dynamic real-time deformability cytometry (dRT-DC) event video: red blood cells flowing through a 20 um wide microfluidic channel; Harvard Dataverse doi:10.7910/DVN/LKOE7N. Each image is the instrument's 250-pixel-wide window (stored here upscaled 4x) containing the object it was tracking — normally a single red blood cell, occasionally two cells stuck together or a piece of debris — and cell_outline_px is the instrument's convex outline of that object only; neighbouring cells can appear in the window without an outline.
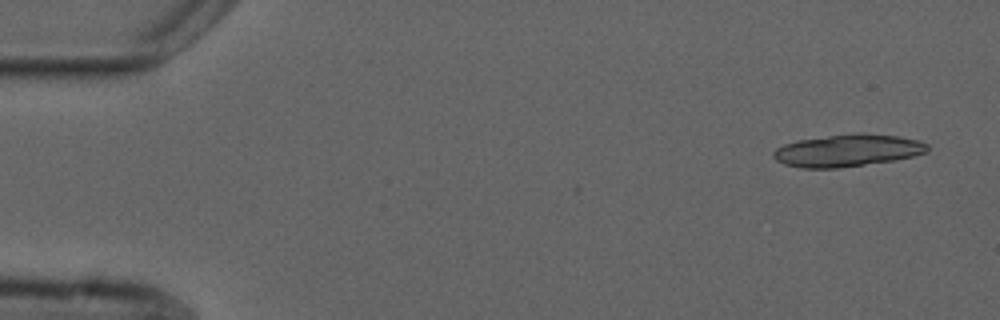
{"species": "common noctule bat (a hibernating species)", "species_latin": "Nyctalus noctula", "temperature_condition": "cold", "stored_images_in_passage": 18, "camera_frame_rate_fps": 3000, "um_per_image_px": 0.085, "animal": {"sex": "male", "forearm_length_mm": 52.5}, "frame": {"image": 1, "passage_image": 3, "time_ms": 0.667, "image_size_px": [1000, 320], "cell_outline_px": [[928, 152], [912, 156], [892, 160], [836, 168], [800, 168], [784, 164], [776, 160], [772, 156], [772, 152], [776, 148], [784, 144], [800, 140], [856, 132], [864, 132], [896, 136], [920, 140], [928, 144]], "centroid_in_image_um": [72.03, 12.78], "position_along_channel_um": 13.0, "area_um2": 28.84}}